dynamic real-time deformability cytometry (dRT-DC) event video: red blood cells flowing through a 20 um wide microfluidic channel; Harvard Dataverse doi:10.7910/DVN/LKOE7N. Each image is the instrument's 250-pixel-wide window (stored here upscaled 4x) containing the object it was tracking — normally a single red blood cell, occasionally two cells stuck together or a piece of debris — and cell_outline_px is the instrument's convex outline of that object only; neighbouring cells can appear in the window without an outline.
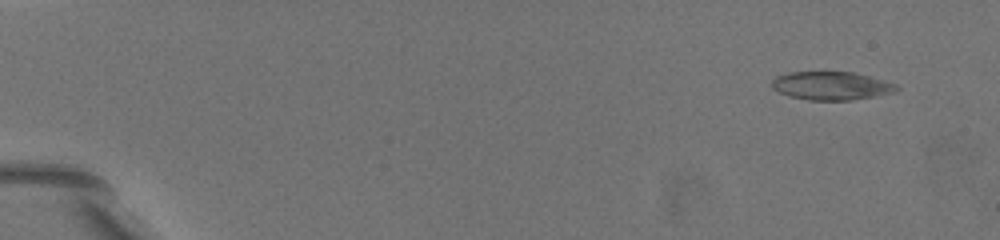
{"species": "common noctule bat (a hibernating species)", "species_latin": "Nyctalus noctula", "temperature_condition": "warm", "stored_images_in_passage": 13, "camera_frame_rate_fps": 3000, "um_per_image_px": 0.085, "animal": {"sex": "female", "body_mass_g": 19.5, "forearm_length_mm": 54.1}, "frame": {"image": 1, "passage_image": 2, "time_ms": 0.667, "image_size_px": [1000, 240], "cell_outline_px": [[900, 88], [896, 92], [852, 100], [808, 100], [788, 96], [772, 88], [772, 80], [776, 76], [788, 72], [852, 72], [868, 76], [896, 84]], "centroid_in_image_um": [70.65, 7.29], "position_along_channel_um": 14.4, "area_um2": 20.52}}